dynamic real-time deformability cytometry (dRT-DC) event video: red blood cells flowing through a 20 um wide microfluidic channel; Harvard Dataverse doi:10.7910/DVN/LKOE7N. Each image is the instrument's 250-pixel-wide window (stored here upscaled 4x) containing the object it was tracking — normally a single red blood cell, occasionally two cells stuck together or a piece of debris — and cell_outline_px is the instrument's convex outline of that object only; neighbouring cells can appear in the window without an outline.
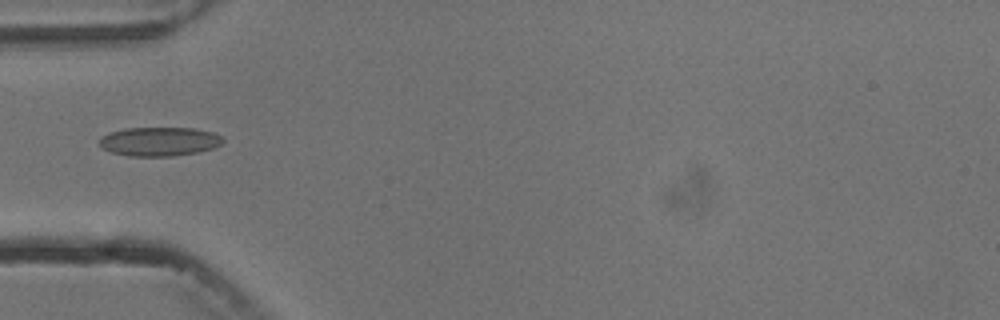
{"species": "common noctule bat (a hibernating species)", "species_latin": "Nyctalus noctula", "temperature_condition": "cold", "stored_images_in_passage": 2, "camera_frame_rate_fps": 3000, "um_per_image_px": 0.085, "animal": {"sex": "male", "body_mass_g": 13.3}, "frame": {"image": 1, "passage_image": 2, "time_ms": 1.333, "image_size_px": [1000, 320], "cell_outline_px": [[224, 140], [220, 144], [212, 148], [200, 152], [172, 156], [128, 156], [112, 152], [104, 148], [100, 144], [100, 136], [108, 132], [124, 128], [192, 128], [212, 132], [220, 136]], "centroid_in_image_um": [13.52, 12.02], "position_along_channel_um": 71.5, "area_um2": 20.81}}